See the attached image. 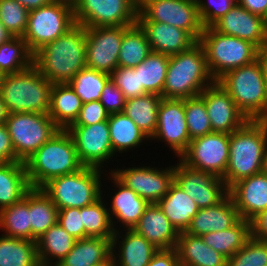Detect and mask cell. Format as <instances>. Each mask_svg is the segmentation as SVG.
Masks as SVG:
<instances>
[{"mask_svg": "<svg viewBox=\"0 0 267 266\" xmlns=\"http://www.w3.org/2000/svg\"><path fill=\"white\" fill-rule=\"evenodd\" d=\"M33 64L52 84L71 81L86 67V27L75 24L33 54Z\"/></svg>", "mask_w": 267, "mask_h": 266, "instance_id": "6da1fadb", "label": "cell"}, {"mask_svg": "<svg viewBox=\"0 0 267 266\" xmlns=\"http://www.w3.org/2000/svg\"><path fill=\"white\" fill-rule=\"evenodd\" d=\"M267 146V120H248L229 135V161L224 177L229 189L236 182L261 173Z\"/></svg>", "mask_w": 267, "mask_h": 266, "instance_id": "7a4b0ae2", "label": "cell"}, {"mask_svg": "<svg viewBox=\"0 0 267 266\" xmlns=\"http://www.w3.org/2000/svg\"><path fill=\"white\" fill-rule=\"evenodd\" d=\"M24 163L31 188H42L51 179L74 173L83 167L66 129H59Z\"/></svg>", "mask_w": 267, "mask_h": 266, "instance_id": "3957f363", "label": "cell"}, {"mask_svg": "<svg viewBox=\"0 0 267 266\" xmlns=\"http://www.w3.org/2000/svg\"><path fill=\"white\" fill-rule=\"evenodd\" d=\"M215 82L211 76L203 46L197 42L190 49L169 56L163 92L164 99H188L199 96Z\"/></svg>", "mask_w": 267, "mask_h": 266, "instance_id": "277c9868", "label": "cell"}, {"mask_svg": "<svg viewBox=\"0 0 267 266\" xmlns=\"http://www.w3.org/2000/svg\"><path fill=\"white\" fill-rule=\"evenodd\" d=\"M53 84L32 64L27 69L2 76L0 95L9 113H48Z\"/></svg>", "mask_w": 267, "mask_h": 266, "instance_id": "5b68a950", "label": "cell"}, {"mask_svg": "<svg viewBox=\"0 0 267 266\" xmlns=\"http://www.w3.org/2000/svg\"><path fill=\"white\" fill-rule=\"evenodd\" d=\"M217 82L248 120H267V86L258 60L228 71Z\"/></svg>", "mask_w": 267, "mask_h": 266, "instance_id": "8992f818", "label": "cell"}, {"mask_svg": "<svg viewBox=\"0 0 267 266\" xmlns=\"http://www.w3.org/2000/svg\"><path fill=\"white\" fill-rule=\"evenodd\" d=\"M105 170L83 166L78 171L56 177L41 189L60 209L82 208L102 196V174Z\"/></svg>", "mask_w": 267, "mask_h": 266, "instance_id": "52a82bcc", "label": "cell"}, {"mask_svg": "<svg viewBox=\"0 0 267 266\" xmlns=\"http://www.w3.org/2000/svg\"><path fill=\"white\" fill-rule=\"evenodd\" d=\"M199 43L206 54L207 66L217 81L228 71L257 60V47L249 41L217 32L213 27L203 29Z\"/></svg>", "mask_w": 267, "mask_h": 266, "instance_id": "ba28073f", "label": "cell"}, {"mask_svg": "<svg viewBox=\"0 0 267 266\" xmlns=\"http://www.w3.org/2000/svg\"><path fill=\"white\" fill-rule=\"evenodd\" d=\"M5 124L19 162H25L60 129L48 113H9Z\"/></svg>", "mask_w": 267, "mask_h": 266, "instance_id": "9c48e42d", "label": "cell"}, {"mask_svg": "<svg viewBox=\"0 0 267 266\" xmlns=\"http://www.w3.org/2000/svg\"><path fill=\"white\" fill-rule=\"evenodd\" d=\"M75 24L73 8L50 2L46 6L29 11L23 39L34 54L42 46L65 34Z\"/></svg>", "mask_w": 267, "mask_h": 266, "instance_id": "30bf717a", "label": "cell"}, {"mask_svg": "<svg viewBox=\"0 0 267 266\" xmlns=\"http://www.w3.org/2000/svg\"><path fill=\"white\" fill-rule=\"evenodd\" d=\"M137 21L161 22L178 27L197 42L204 29L196 0H143L138 5Z\"/></svg>", "mask_w": 267, "mask_h": 266, "instance_id": "8fae6325", "label": "cell"}, {"mask_svg": "<svg viewBox=\"0 0 267 266\" xmlns=\"http://www.w3.org/2000/svg\"><path fill=\"white\" fill-rule=\"evenodd\" d=\"M76 24L89 27L132 26L137 23L136 0H79L73 8Z\"/></svg>", "mask_w": 267, "mask_h": 266, "instance_id": "7c38bea8", "label": "cell"}, {"mask_svg": "<svg viewBox=\"0 0 267 266\" xmlns=\"http://www.w3.org/2000/svg\"><path fill=\"white\" fill-rule=\"evenodd\" d=\"M146 164V165H145ZM131 167L123 165L109 168L110 172L126 187L132 189L149 203H158L168 192L174 182V163L167 167H156L144 163ZM148 165V166H147ZM124 167V168H123Z\"/></svg>", "mask_w": 267, "mask_h": 266, "instance_id": "4fadbf2b", "label": "cell"}, {"mask_svg": "<svg viewBox=\"0 0 267 266\" xmlns=\"http://www.w3.org/2000/svg\"><path fill=\"white\" fill-rule=\"evenodd\" d=\"M179 159L192 169L223 178L229 161V134L212 132L194 138Z\"/></svg>", "mask_w": 267, "mask_h": 266, "instance_id": "5bb4252c", "label": "cell"}, {"mask_svg": "<svg viewBox=\"0 0 267 266\" xmlns=\"http://www.w3.org/2000/svg\"><path fill=\"white\" fill-rule=\"evenodd\" d=\"M66 130L74 141L77 156L83 166L106 170L104 167H107L106 165L113 161L112 158L116 157L112 149L107 121L89 126L70 125Z\"/></svg>", "mask_w": 267, "mask_h": 266, "instance_id": "9a60e30c", "label": "cell"}, {"mask_svg": "<svg viewBox=\"0 0 267 266\" xmlns=\"http://www.w3.org/2000/svg\"><path fill=\"white\" fill-rule=\"evenodd\" d=\"M174 164V182L199 209L215 206L228 195L225 181L211 173L192 169L179 159Z\"/></svg>", "mask_w": 267, "mask_h": 266, "instance_id": "2e32d148", "label": "cell"}, {"mask_svg": "<svg viewBox=\"0 0 267 266\" xmlns=\"http://www.w3.org/2000/svg\"><path fill=\"white\" fill-rule=\"evenodd\" d=\"M164 142L179 157L186 151L191 139L185 119L184 99L162 98L157 115L156 132L150 141Z\"/></svg>", "mask_w": 267, "mask_h": 266, "instance_id": "e0dca14e", "label": "cell"}, {"mask_svg": "<svg viewBox=\"0 0 267 266\" xmlns=\"http://www.w3.org/2000/svg\"><path fill=\"white\" fill-rule=\"evenodd\" d=\"M123 26L86 28V67L110 75L118 67Z\"/></svg>", "mask_w": 267, "mask_h": 266, "instance_id": "ac0fdd59", "label": "cell"}, {"mask_svg": "<svg viewBox=\"0 0 267 266\" xmlns=\"http://www.w3.org/2000/svg\"><path fill=\"white\" fill-rule=\"evenodd\" d=\"M105 172L106 177H108L103 179V184L108 179L111 180V184L113 183L112 187H115V189H111L113 190L111 193L114 192L113 195L111 193L106 194L110 195L109 201L106 200V202H110L107 207L113 230L133 229L150 203L126 187L110 171L109 175L107 170Z\"/></svg>", "mask_w": 267, "mask_h": 266, "instance_id": "d6986e66", "label": "cell"}, {"mask_svg": "<svg viewBox=\"0 0 267 266\" xmlns=\"http://www.w3.org/2000/svg\"><path fill=\"white\" fill-rule=\"evenodd\" d=\"M199 96L205 102L212 132L230 135L248 121L217 81L206 87Z\"/></svg>", "mask_w": 267, "mask_h": 266, "instance_id": "ffe728a7", "label": "cell"}, {"mask_svg": "<svg viewBox=\"0 0 267 266\" xmlns=\"http://www.w3.org/2000/svg\"><path fill=\"white\" fill-rule=\"evenodd\" d=\"M212 27L219 33L249 41L257 48L267 42V20L238 3Z\"/></svg>", "mask_w": 267, "mask_h": 266, "instance_id": "44dd1931", "label": "cell"}, {"mask_svg": "<svg viewBox=\"0 0 267 266\" xmlns=\"http://www.w3.org/2000/svg\"><path fill=\"white\" fill-rule=\"evenodd\" d=\"M158 249L133 229L114 231L111 257L115 266H148Z\"/></svg>", "mask_w": 267, "mask_h": 266, "instance_id": "7402d4cb", "label": "cell"}, {"mask_svg": "<svg viewBox=\"0 0 267 266\" xmlns=\"http://www.w3.org/2000/svg\"><path fill=\"white\" fill-rule=\"evenodd\" d=\"M240 218L251 220L267 209V175L258 173L244 178L228 189Z\"/></svg>", "mask_w": 267, "mask_h": 266, "instance_id": "603a6c76", "label": "cell"}, {"mask_svg": "<svg viewBox=\"0 0 267 266\" xmlns=\"http://www.w3.org/2000/svg\"><path fill=\"white\" fill-rule=\"evenodd\" d=\"M152 52L168 56L190 49L197 41L185 30L161 22L137 21Z\"/></svg>", "mask_w": 267, "mask_h": 266, "instance_id": "cb8c5ba5", "label": "cell"}, {"mask_svg": "<svg viewBox=\"0 0 267 266\" xmlns=\"http://www.w3.org/2000/svg\"><path fill=\"white\" fill-rule=\"evenodd\" d=\"M157 249L176 248L179 232L157 203H150L133 228Z\"/></svg>", "mask_w": 267, "mask_h": 266, "instance_id": "d4e9b609", "label": "cell"}, {"mask_svg": "<svg viewBox=\"0 0 267 266\" xmlns=\"http://www.w3.org/2000/svg\"><path fill=\"white\" fill-rule=\"evenodd\" d=\"M240 219L238 210L228 194L215 206L199 209L185 232L203 236L209 232L227 230Z\"/></svg>", "mask_w": 267, "mask_h": 266, "instance_id": "484cf974", "label": "cell"}, {"mask_svg": "<svg viewBox=\"0 0 267 266\" xmlns=\"http://www.w3.org/2000/svg\"><path fill=\"white\" fill-rule=\"evenodd\" d=\"M176 251L180 266H227V258L205 244L201 236L180 232Z\"/></svg>", "mask_w": 267, "mask_h": 266, "instance_id": "4316f807", "label": "cell"}, {"mask_svg": "<svg viewBox=\"0 0 267 266\" xmlns=\"http://www.w3.org/2000/svg\"><path fill=\"white\" fill-rule=\"evenodd\" d=\"M107 122L110 129L112 149L116 157L117 155L123 156V153L131 152L130 150L138 149L143 143L150 141L146 134L124 112L110 114Z\"/></svg>", "mask_w": 267, "mask_h": 266, "instance_id": "83f0119b", "label": "cell"}, {"mask_svg": "<svg viewBox=\"0 0 267 266\" xmlns=\"http://www.w3.org/2000/svg\"><path fill=\"white\" fill-rule=\"evenodd\" d=\"M157 204L179 233L187 230L199 210L194 200L175 182L170 185L167 194Z\"/></svg>", "mask_w": 267, "mask_h": 266, "instance_id": "f1b7e54d", "label": "cell"}, {"mask_svg": "<svg viewBox=\"0 0 267 266\" xmlns=\"http://www.w3.org/2000/svg\"><path fill=\"white\" fill-rule=\"evenodd\" d=\"M110 257V239L86 237L76 239L71 251L56 266H97Z\"/></svg>", "mask_w": 267, "mask_h": 266, "instance_id": "f546056e", "label": "cell"}, {"mask_svg": "<svg viewBox=\"0 0 267 266\" xmlns=\"http://www.w3.org/2000/svg\"><path fill=\"white\" fill-rule=\"evenodd\" d=\"M76 238L58 222L36 240L41 266H56L73 248Z\"/></svg>", "mask_w": 267, "mask_h": 266, "instance_id": "4dcf8cb0", "label": "cell"}, {"mask_svg": "<svg viewBox=\"0 0 267 266\" xmlns=\"http://www.w3.org/2000/svg\"><path fill=\"white\" fill-rule=\"evenodd\" d=\"M82 104L68 83L53 84L48 115L60 129H67L78 118Z\"/></svg>", "mask_w": 267, "mask_h": 266, "instance_id": "1f68e13d", "label": "cell"}, {"mask_svg": "<svg viewBox=\"0 0 267 266\" xmlns=\"http://www.w3.org/2000/svg\"><path fill=\"white\" fill-rule=\"evenodd\" d=\"M30 188L24 162L0 163V210L19 202Z\"/></svg>", "mask_w": 267, "mask_h": 266, "instance_id": "d6a6232c", "label": "cell"}, {"mask_svg": "<svg viewBox=\"0 0 267 266\" xmlns=\"http://www.w3.org/2000/svg\"><path fill=\"white\" fill-rule=\"evenodd\" d=\"M2 235L31 241L30 189L17 203L0 210Z\"/></svg>", "mask_w": 267, "mask_h": 266, "instance_id": "836d02e7", "label": "cell"}, {"mask_svg": "<svg viewBox=\"0 0 267 266\" xmlns=\"http://www.w3.org/2000/svg\"><path fill=\"white\" fill-rule=\"evenodd\" d=\"M162 97L157 94L144 95L126 100L124 113L151 139L156 132L157 115Z\"/></svg>", "mask_w": 267, "mask_h": 266, "instance_id": "e575fe53", "label": "cell"}, {"mask_svg": "<svg viewBox=\"0 0 267 266\" xmlns=\"http://www.w3.org/2000/svg\"><path fill=\"white\" fill-rule=\"evenodd\" d=\"M58 220V208L41 188H30L31 241L38 240Z\"/></svg>", "mask_w": 267, "mask_h": 266, "instance_id": "d590c367", "label": "cell"}, {"mask_svg": "<svg viewBox=\"0 0 267 266\" xmlns=\"http://www.w3.org/2000/svg\"><path fill=\"white\" fill-rule=\"evenodd\" d=\"M201 237L206 245L228 259L251 237L250 221L241 218L227 230L209 232Z\"/></svg>", "mask_w": 267, "mask_h": 266, "instance_id": "8d00e7d4", "label": "cell"}, {"mask_svg": "<svg viewBox=\"0 0 267 266\" xmlns=\"http://www.w3.org/2000/svg\"><path fill=\"white\" fill-rule=\"evenodd\" d=\"M151 53L150 43L138 23L123 26V39L118 57V67L134 68Z\"/></svg>", "mask_w": 267, "mask_h": 266, "instance_id": "74e56055", "label": "cell"}, {"mask_svg": "<svg viewBox=\"0 0 267 266\" xmlns=\"http://www.w3.org/2000/svg\"><path fill=\"white\" fill-rule=\"evenodd\" d=\"M0 266H41L36 241L0 235Z\"/></svg>", "mask_w": 267, "mask_h": 266, "instance_id": "f35d334b", "label": "cell"}, {"mask_svg": "<svg viewBox=\"0 0 267 266\" xmlns=\"http://www.w3.org/2000/svg\"><path fill=\"white\" fill-rule=\"evenodd\" d=\"M168 63V55L151 51L142 63L134 67L138 71L139 87H143L149 94L161 96Z\"/></svg>", "mask_w": 267, "mask_h": 266, "instance_id": "ab89813d", "label": "cell"}, {"mask_svg": "<svg viewBox=\"0 0 267 266\" xmlns=\"http://www.w3.org/2000/svg\"><path fill=\"white\" fill-rule=\"evenodd\" d=\"M103 187L102 184V196L93 204L80 208V214H82V223L87 237L112 240L114 230L107 207L109 203L105 200L107 196L103 194L106 190Z\"/></svg>", "mask_w": 267, "mask_h": 266, "instance_id": "60d3db41", "label": "cell"}, {"mask_svg": "<svg viewBox=\"0 0 267 266\" xmlns=\"http://www.w3.org/2000/svg\"><path fill=\"white\" fill-rule=\"evenodd\" d=\"M33 64V53L23 37H10L0 45V72L12 74L23 71Z\"/></svg>", "mask_w": 267, "mask_h": 266, "instance_id": "b9f144b4", "label": "cell"}, {"mask_svg": "<svg viewBox=\"0 0 267 266\" xmlns=\"http://www.w3.org/2000/svg\"><path fill=\"white\" fill-rule=\"evenodd\" d=\"M109 80L110 75L85 67L78 71L68 84L82 103H87L100 100L102 90Z\"/></svg>", "mask_w": 267, "mask_h": 266, "instance_id": "7bdbcfd3", "label": "cell"}, {"mask_svg": "<svg viewBox=\"0 0 267 266\" xmlns=\"http://www.w3.org/2000/svg\"><path fill=\"white\" fill-rule=\"evenodd\" d=\"M184 108L191 140L212 133L205 102L200 96L184 99Z\"/></svg>", "mask_w": 267, "mask_h": 266, "instance_id": "ee69618b", "label": "cell"}, {"mask_svg": "<svg viewBox=\"0 0 267 266\" xmlns=\"http://www.w3.org/2000/svg\"><path fill=\"white\" fill-rule=\"evenodd\" d=\"M29 10L16 0H0V22L11 37H23Z\"/></svg>", "mask_w": 267, "mask_h": 266, "instance_id": "f6af8a7d", "label": "cell"}, {"mask_svg": "<svg viewBox=\"0 0 267 266\" xmlns=\"http://www.w3.org/2000/svg\"><path fill=\"white\" fill-rule=\"evenodd\" d=\"M267 265V240L250 237L245 245L227 259V266Z\"/></svg>", "mask_w": 267, "mask_h": 266, "instance_id": "bcb514c9", "label": "cell"}, {"mask_svg": "<svg viewBox=\"0 0 267 266\" xmlns=\"http://www.w3.org/2000/svg\"><path fill=\"white\" fill-rule=\"evenodd\" d=\"M110 80L123 93L126 100L146 94L143 87H139L138 71L131 67H116L110 74Z\"/></svg>", "mask_w": 267, "mask_h": 266, "instance_id": "7dc6e473", "label": "cell"}, {"mask_svg": "<svg viewBox=\"0 0 267 266\" xmlns=\"http://www.w3.org/2000/svg\"><path fill=\"white\" fill-rule=\"evenodd\" d=\"M199 18L204 28L212 27L234 7L238 0H196Z\"/></svg>", "mask_w": 267, "mask_h": 266, "instance_id": "c3c4849f", "label": "cell"}, {"mask_svg": "<svg viewBox=\"0 0 267 266\" xmlns=\"http://www.w3.org/2000/svg\"><path fill=\"white\" fill-rule=\"evenodd\" d=\"M57 222L76 239L87 237L82 223L80 208H66L58 210Z\"/></svg>", "mask_w": 267, "mask_h": 266, "instance_id": "681fc988", "label": "cell"}, {"mask_svg": "<svg viewBox=\"0 0 267 266\" xmlns=\"http://www.w3.org/2000/svg\"><path fill=\"white\" fill-rule=\"evenodd\" d=\"M109 113L99 100L82 104L78 118L71 125H92L107 121Z\"/></svg>", "mask_w": 267, "mask_h": 266, "instance_id": "f907efd6", "label": "cell"}, {"mask_svg": "<svg viewBox=\"0 0 267 266\" xmlns=\"http://www.w3.org/2000/svg\"><path fill=\"white\" fill-rule=\"evenodd\" d=\"M109 114L120 113L124 111L126 99L122 91L109 80L102 90L100 100Z\"/></svg>", "mask_w": 267, "mask_h": 266, "instance_id": "816d5d0a", "label": "cell"}, {"mask_svg": "<svg viewBox=\"0 0 267 266\" xmlns=\"http://www.w3.org/2000/svg\"><path fill=\"white\" fill-rule=\"evenodd\" d=\"M19 162L6 124H0V163Z\"/></svg>", "mask_w": 267, "mask_h": 266, "instance_id": "f5cc1de1", "label": "cell"}, {"mask_svg": "<svg viewBox=\"0 0 267 266\" xmlns=\"http://www.w3.org/2000/svg\"><path fill=\"white\" fill-rule=\"evenodd\" d=\"M148 266H180L176 248L158 249Z\"/></svg>", "mask_w": 267, "mask_h": 266, "instance_id": "db71d44e", "label": "cell"}, {"mask_svg": "<svg viewBox=\"0 0 267 266\" xmlns=\"http://www.w3.org/2000/svg\"><path fill=\"white\" fill-rule=\"evenodd\" d=\"M250 230L252 238L267 240V209L250 220Z\"/></svg>", "mask_w": 267, "mask_h": 266, "instance_id": "11a10c76", "label": "cell"}, {"mask_svg": "<svg viewBox=\"0 0 267 266\" xmlns=\"http://www.w3.org/2000/svg\"><path fill=\"white\" fill-rule=\"evenodd\" d=\"M238 4L252 14L267 20V0H238Z\"/></svg>", "mask_w": 267, "mask_h": 266, "instance_id": "9f6ffc18", "label": "cell"}, {"mask_svg": "<svg viewBox=\"0 0 267 266\" xmlns=\"http://www.w3.org/2000/svg\"><path fill=\"white\" fill-rule=\"evenodd\" d=\"M257 60L261 66L263 78L267 86V42L257 49Z\"/></svg>", "mask_w": 267, "mask_h": 266, "instance_id": "6f0895ef", "label": "cell"}, {"mask_svg": "<svg viewBox=\"0 0 267 266\" xmlns=\"http://www.w3.org/2000/svg\"><path fill=\"white\" fill-rule=\"evenodd\" d=\"M27 10H33L48 5L51 0H16Z\"/></svg>", "mask_w": 267, "mask_h": 266, "instance_id": "680465c9", "label": "cell"}, {"mask_svg": "<svg viewBox=\"0 0 267 266\" xmlns=\"http://www.w3.org/2000/svg\"><path fill=\"white\" fill-rule=\"evenodd\" d=\"M8 115L9 111L7 110L5 103L2 101L0 95V124H5Z\"/></svg>", "mask_w": 267, "mask_h": 266, "instance_id": "91938a15", "label": "cell"}, {"mask_svg": "<svg viewBox=\"0 0 267 266\" xmlns=\"http://www.w3.org/2000/svg\"><path fill=\"white\" fill-rule=\"evenodd\" d=\"M11 35L6 31L4 25L0 22V45L7 41Z\"/></svg>", "mask_w": 267, "mask_h": 266, "instance_id": "94428289", "label": "cell"}, {"mask_svg": "<svg viewBox=\"0 0 267 266\" xmlns=\"http://www.w3.org/2000/svg\"><path fill=\"white\" fill-rule=\"evenodd\" d=\"M51 2L62 3L74 8L79 0H51Z\"/></svg>", "mask_w": 267, "mask_h": 266, "instance_id": "6125c7cd", "label": "cell"}, {"mask_svg": "<svg viewBox=\"0 0 267 266\" xmlns=\"http://www.w3.org/2000/svg\"><path fill=\"white\" fill-rule=\"evenodd\" d=\"M262 173L267 175V146L264 151V156H263V165H262Z\"/></svg>", "mask_w": 267, "mask_h": 266, "instance_id": "be15d7a7", "label": "cell"}, {"mask_svg": "<svg viewBox=\"0 0 267 266\" xmlns=\"http://www.w3.org/2000/svg\"><path fill=\"white\" fill-rule=\"evenodd\" d=\"M97 266H115V264L113 258L110 257L107 261Z\"/></svg>", "mask_w": 267, "mask_h": 266, "instance_id": "e7e4bbea", "label": "cell"}, {"mask_svg": "<svg viewBox=\"0 0 267 266\" xmlns=\"http://www.w3.org/2000/svg\"><path fill=\"white\" fill-rule=\"evenodd\" d=\"M143 0H136L137 4L139 5Z\"/></svg>", "mask_w": 267, "mask_h": 266, "instance_id": "03108f58", "label": "cell"}, {"mask_svg": "<svg viewBox=\"0 0 267 266\" xmlns=\"http://www.w3.org/2000/svg\"><path fill=\"white\" fill-rule=\"evenodd\" d=\"M2 76L3 74L0 72V84H1Z\"/></svg>", "mask_w": 267, "mask_h": 266, "instance_id": "003e7915", "label": "cell"}]
</instances>
